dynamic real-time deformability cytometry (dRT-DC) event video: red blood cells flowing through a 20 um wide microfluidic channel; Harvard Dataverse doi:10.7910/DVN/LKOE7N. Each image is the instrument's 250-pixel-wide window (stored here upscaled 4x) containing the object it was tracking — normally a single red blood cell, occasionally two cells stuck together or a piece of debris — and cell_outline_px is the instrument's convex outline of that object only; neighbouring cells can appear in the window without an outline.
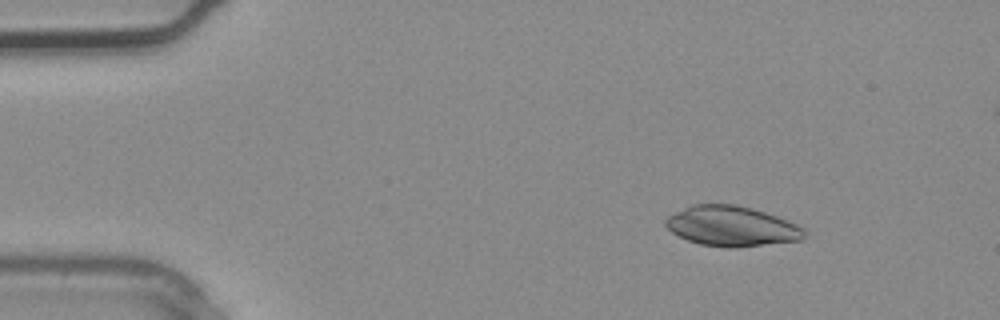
{"species": "common noctule bat (a hibernating species)", "species_latin": "Nyctalus noctula", "temperature_condition": "warm", "stored_images_in_passage": 3, "camera_frame_rate_fps": 3000, "um_per_image_px": 0.085, "animal": {"sex": "male", "body_mass_g": 20.4}, "frame": {"image": 1, "passage_image": 1, "time_ms": 0.0, "image_size_px": [1000, 320], "cell_outline_px": [[808, 236], [804, 240], [736, 248], [724, 248], [700, 244], [688, 240], [672, 232], [664, 224], [664, 220], [668, 216], [692, 204], [736, 204], [752, 208], [788, 220], [804, 228]], "centroid_in_image_um": [62.23, 19.24], "position_along_channel_um": 22.8, "area_um2": 32.71}}